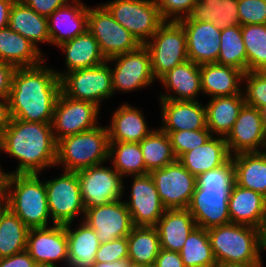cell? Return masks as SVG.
<instances>
[{"label": "cell", "mask_w": 266, "mask_h": 267, "mask_svg": "<svg viewBox=\"0 0 266 267\" xmlns=\"http://www.w3.org/2000/svg\"><path fill=\"white\" fill-rule=\"evenodd\" d=\"M43 63L15 69L8 98L12 119L52 123L61 80L55 70Z\"/></svg>", "instance_id": "6da1fadb"}, {"label": "cell", "mask_w": 266, "mask_h": 267, "mask_svg": "<svg viewBox=\"0 0 266 267\" xmlns=\"http://www.w3.org/2000/svg\"><path fill=\"white\" fill-rule=\"evenodd\" d=\"M4 153L19 160L15 171L8 174H40L46 167L56 166L57 142L52 123L11 119L0 136Z\"/></svg>", "instance_id": "7a4b0ae2"}, {"label": "cell", "mask_w": 266, "mask_h": 267, "mask_svg": "<svg viewBox=\"0 0 266 267\" xmlns=\"http://www.w3.org/2000/svg\"><path fill=\"white\" fill-rule=\"evenodd\" d=\"M5 206L29 229L48 227L47 191L38 174H8Z\"/></svg>", "instance_id": "3957f363"}, {"label": "cell", "mask_w": 266, "mask_h": 267, "mask_svg": "<svg viewBox=\"0 0 266 267\" xmlns=\"http://www.w3.org/2000/svg\"><path fill=\"white\" fill-rule=\"evenodd\" d=\"M208 235L217 265L250 264L262 258L258 228L230 222L208 229Z\"/></svg>", "instance_id": "277c9868"}, {"label": "cell", "mask_w": 266, "mask_h": 267, "mask_svg": "<svg viewBox=\"0 0 266 267\" xmlns=\"http://www.w3.org/2000/svg\"><path fill=\"white\" fill-rule=\"evenodd\" d=\"M109 154L108 129L105 126L64 137L57 142L56 165L64 171L78 172L107 162Z\"/></svg>", "instance_id": "5b68a950"}, {"label": "cell", "mask_w": 266, "mask_h": 267, "mask_svg": "<svg viewBox=\"0 0 266 267\" xmlns=\"http://www.w3.org/2000/svg\"><path fill=\"white\" fill-rule=\"evenodd\" d=\"M109 62L91 67L74 70L68 73L59 72L61 92L72 99L94 103L99 108L101 100L114 95L112 87V73Z\"/></svg>", "instance_id": "8992f818"}, {"label": "cell", "mask_w": 266, "mask_h": 267, "mask_svg": "<svg viewBox=\"0 0 266 267\" xmlns=\"http://www.w3.org/2000/svg\"><path fill=\"white\" fill-rule=\"evenodd\" d=\"M144 46L150 53L152 73L157 80L188 60L186 34L178 21H164Z\"/></svg>", "instance_id": "52a82bcc"}, {"label": "cell", "mask_w": 266, "mask_h": 267, "mask_svg": "<svg viewBox=\"0 0 266 267\" xmlns=\"http://www.w3.org/2000/svg\"><path fill=\"white\" fill-rule=\"evenodd\" d=\"M102 5L142 45L164 22L156 0H112Z\"/></svg>", "instance_id": "ba28073f"}, {"label": "cell", "mask_w": 266, "mask_h": 267, "mask_svg": "<svg viewBox=\"0 0 266 267\" xmlns=\"http://www.w3.org/2000/svg\"><path fill=\"white\" fill-rule=\"evenodd\" d=\"M87 30L98 41L101 52L106 59L116 55L132 52L142 44L119 24L102 5L88 8Z\"/></svg>", "instance_id": "9c48e42d"}, {"label": "cell", "mask_w": 266, "mask_h": 267, "mask_svg": "<svg viewBox=\"0 0 266 267\" xmlns=\"http://www.w3.org/2000/svg\"><path fill=\"white\" fill-rule=\"evenodd\" d=\"M48 209L53 224L66 225L82 213L85 206L81 197L77 172L64 171L63 175L45 181Z\"/></svg>", "instance_id": "30bf717a"}, {"label": "cell", "mask_w": 266, "mask_h": 267, "mask_svg": "<svg viewBox=\"0 0 266 267\" xmlns=\"http://www.w3.org/2000/svg\"><path fill=\"white\" fill-rule=\"evenodd\" d=\"M99 108L94 103L59 93L54 106L52 129L56 142L64 137L96 128Z\"/></svg>", "instance_id": "8fae6325"}, {"label": "cell", "mask_w": 266, "mask_h": 267, "mask_svg": "<svg viewBox=\"0 0 266 267\" xmlns=\"http://www.w3.org/2000/svg\"><path fill=\"white\" fill-rule=\"evenodd\" d=\"M149 174L166 209L188 208L197 181L178 160Z\"/></svg>", "instance_id": "7c38bea8"}, {"label": "cell", "mask_w": 266, "mask_h": 267, "mask_svg": "<svg viewBox=\"0 0 266 267\" xmlns=\"http://www.w3.org/2000/svg\"><path fill=\"white\" fill-rule=\"evenodd\" d=\"M103 164L77 172L85 208L105 205L122 199L124 194L123 177L113 167L111 169Z\"/></svg>", "instance_id": "4fadbf2b"}, {"label": "cell", "mask_w": 266, "mask_h": 267, "mask_svg": "<svg viewBox=\"0 0 266 267\" xmlns=\"http://www.w3.org/2000/svg\"><path fill=\"white\" fill-rule=\"evenodd\" d=\"M107 61L116 63V66L111 68L114 93L131 92L148 87L155 82L156 78L151 69V56L144 45L132 52L116 55Z\"/></svg>", "instance_id": "5bb4252c"}, {"label": "cell", "mask_w": 266, "mask_h": 267, "mask_svg": "<svg viewBox=\"0 0 266 267\" xmlns=\"http://www.w3.org/2000/svg\"><path fill=\"white\" fill-rule=\"evenodd\" d=\"M82 221L94 229L100 244L127 237L134 227L127 205L121 199L86 208Z\"/></svg>", "instance_id": "9a60e30c"}, {"label": "cell", "mask_w": 266, "mask_h": 267, "mask_svg": "<svg viewBox=\"0 0 266 267\" xmlns=\"http://www.w3.org/2000/svg\"><path fill=\"white\" fill-rule=\"evenodd\" d=\"M231 188L196 186L187 209L198 227L208 230L231 222L228 209Z\"/></svg>", "instance_id": "2e32d148"}, {"label": "cell", "mask_w": 266, "mask_h": 267, "mask_svg": "<svg viewBox=\"0 0 266 267\" xmlns=\"http://www.w3.org/2000/svg\"><path fill=\"white\" fill-rule=\"evenodd\" d=\"M129 201H124L134 226L155 227L166 208L149 173L132 178Z\"/></svg>", "instance_id": "e0dca14e"}, {"label": "cell", "mask_w": 266, "mask_h": 267, "mask_svg": "<svg viewBox=\"0 0 266 267\" xmlns=\"http://www.w3.org/2000/svg\"><path fill=\"white\" fill-rule=\"evenodd\" d=\"M29 229L26 251L37 265L58 267L55 263L68 264V243L65 225Z\"/></svg>", "instance_id": "ac0fdd59"}, {"label": "cell", "mask_w": 266, "mask_h": 267, "mask_svg": "<svg viewBox=\"0 0 266 267\" xmlns=\"http://www.w3.org/2000/svg\"><path fill=\"white\" fill-rule=\"evenodd\" d=\"M225 140L231 155L262 152L261 147L266 149V131L261 111L244 104Z\"/></svg>", "instance_id": "d6986e66"}, {"label": "cell", "mask_w": 266, "mask_h": 267, "mask_svg": "<svg viewBox=\"0 0 266 267\" xmlns=\"http://www.w3.org/2000/svg\"><path fill=\"white\" fill-rule=\"evenodd\" d=\"M178 22L186 34L188 60L198 65L217 63L222 29L212 22L194 21L189 16Z\"/></svg>", "instance_id": "ffe728a7"}, {"label": "cell", "mask_w": 266, "mask_h": 267, "mask_svg": "<svg viewBox=\"0 0 266 267\" xmlns=\"http://www.w3.org/2000/svg\"><path fill=\"white\" fill-rule=\"evenodd\" d=\"M88 8L79 0H72L55 10L47 18L50 44L59 46L84 33L88 28Z\"/></svg>", "instance_id": "44dd1931"}, {"label": "cell", "mask_w": 266, "mask_h": 267, "mask_svg": "<svg viewBox=\"0 0 266 267\" xmlns=\"http://www.w3.org/2000/svg\"><path fill=\"white\" fill-rule=\"evenodd\" d=\"M162 131L207 129L206 109L199 101L160 99Z\"/></svg>", "instance_id": "7402d4cb"}, {"label": "cell", "mask_w": 266, "mask_h": 267, "mask_svg": "<svg viewBox=\"0 0 266 267\" xmlns=\"http://www.w3.org/2000/svg\"><path fill=\"white\" fill-rule=\"evenodd\" d=\"M228 209L231 223L261 229L265 219L266 197L234 183L229 195Z\"/></svg>", "instance_id": "603a6c76"}, {"label": "cell", "mask_w": 266, "mask_h": 267, "mask_svg": "<svg viewBox=\"0 0 266 267\" xmlns=\"http://www.w3.org/2000/svg\"><path fill=\"white\" fill-rule=\"evenodd\" d=\"M158 80L167 91L174 95L162 93L159 99L197 101L196 96L202 92L200 65L187 60L167 71Z\"/></svg>", "instance_id": "cb8c5ba5"}, {"label": "cell", "mask_w": 266, "mask_h": 267, "mask_svg": "<svg viewBox=\"0 0 266 267\" xmlns=\"http://www.w3.org/2000/svg\"><path fill=\"white\" fill-rule=\"evenodd\" d=\"M231 156L225 137L212 135L202 146L182 154L177 160L191 174L198 177L226 164Z\"/></svg>", "instance_id": "d4e9b609"}, {"label": "cell", "mask_w": 266, "mask_h": 267, "mask_svg": "<svg viewBox=\"0 0 266 267\" xmlns=\"http://www.w3.org/2000/svg\"><path fill=\"white\" fill-rule=\"evenodd\" d=\"M200 76L202 92L210 98L242 94L244 72L236 67L206 63L200 65Z\"/></svg>", "instance_id": "484cf974"}, {"label": "cell", "mask_w": 266, "mask_h": 267, "mask_svg": "<svg viewBox=\"0 0 266 267\" xmlns=\"http://www.w3.org/2000/svg\"><path fill=\"white\" fill-rule=\"evenodd\" d=\"M196 226L194 217L187 208L166 209L155 226L159 233L161 249L179 252Z\"/></svg>", "instance_id": "4316f807"}, {"label": "cell", "mask_w": 266, "mask_h": 267, "mask_svg": "<svg viewBox=\"0 0 266 267\" xmlns=\"http://www.w3.org/2000/svg\"><path fill=\"white\" fill-rule=\"evenodd\" d=\"M108 129L109 141L139 143L154 129H149L142 111L123 104L115 109Z\"/></svg>", "instance_id": "83f0119b"}, {"label": "cell", "mask_w": 266, "mask_h": 267, "mask_svg": "<svg viewBox=\"0 0 266 267\" xmlns=\"http://www.w3.org/2000/svg\"><path fill=\"white\" fill-rule=\"evenodd\" d=\"M231 158L235 184L266 197V150L237 153Z\"/></svg>", "instance_id": "f1b7e54d"}, {"label": "cell", "mask_w": 266, "mask_h": 267, "mask_svg": "<svg viewBox=\"0 0 266 267\" xmlns=\"http://www.w3.org/2000/svg\"><path fill=\"white\" fill-rule=\"evenodd\" d=\"M8 27L38 48V42L49 43L48 19L31 9L23 0H15L11 9Z\"/></svg>", "instance_id": "f546056e"}, {"label": "cell", "mask_w": 266, "mask_h": 267, "mask_svg": "<svg viewBox=\"0 0 266 267\" xmlns=\"http://www.w3.org/2000/svg\"><path fill=\"white\" fill-rule=\"evenodd\" d=\"M57 47L65 52L67 73L95 67L107 61L101 52L98 41L88 30Z\"/></svg>", "instance_id": "4dcf8cb0"}, {"label": "cell", "mask_w": 266, "mask_h": 267, "mask_svg": "<svg viewBox=\"0 0 266 267\" xmlns=\"http://www.w3.org/2000/svg\"><path fill=\"white\" fill-rule=\"evenodd\" d=\"M0 60L17 68L36 66L45 59L40 48H36L21 34L6 27L0 29Z\"/></svg>", "instance_id": "1f68e13d"}, {"label": "cell", "mask_w": 266, "mask_h": 267, "mask_svg": "<svg viewBox=\"0 0 266 267\" xmlns=\"http://www.w3.org/2000/svg\"><path fill=\"white\" fill-rule=\"evenodd\" d=\"M243 94L210 98L206 109V125L211 134L226 137L242 109Z\"/></svg>", "instance_id": "d6a6232c"}, {"label": "cell", "mask_w": 266, "mask_h": 267, "mask_svg": "<svg viewBox=\"0 0 266 267\" xmlns=\"http://www.w3.org/2000/svg\"><path fill=\"white\" fill-rule=\"evenodd\" d=\"M71 224H66L68 243V267H90L95 263V255L99 249L100 242L94 229L81 221L75 230Z\"/></svg>", "instance_id": "836d02e7"}, {"label": "cell", "mask_w": 266, "mask_h": 267, "mask_svg": "<svg viewBox=\"0 0 266 267\" xmlns=\"http://www.w3.org/2000/svg\"><path fill=\"white\" fill-rule=\"evenodd\" d=\"M128 258L133 265H154L161 250L156 227L134 226L127 236Z\"/></svg>", "instance_id": "e575fe53"}, {"label": "cell", "mask_w": 266, "mask_h": 267, "mask_svg": "<svg viewBox=\"0 0 266 267\" xmlns=\"http://www.w3.org/2000/svg\"><path fill=\"white\" fill-rule=\"evenodd\" d=\"M189 17L194 21L212 22L220 29L241 25L238 0H198Z\"/></svg>", "instance_id": "d590c367"}, {"label": "cell", "mask_w": 266, "mask_h": 267, "mask_svg": "<svg viewBox=\"0 0 266 267\" xmlns=\"http://www.w3.org/2000/svg\"><path fill=\"white\" fill-rule=\"evenodd\" d=\"M29 228L8 207L0 209V258L21 253L27 248Z\"/></svg>", "instance_id": "8d00e7d4"}, {"label": "cell", "mask_w": 266, "mask_h": 267, "mask_svg": "<svg viewBox=\"0 0 266 267\" xmlns=\"http://www.w3.org/2000/svg\"><path fill=\"white\" fill-rule=\"evenodd\" d=\"M108 158H111L113 168L122 177L149 173L146 169L139 143L109 141Z\"/></svg>", "instance_id": "74e56055"}, {"label": "cell", "mask_w": 266, "mask_h": 267, "mask_svg": "<svg viewBox=\"0 0 266 267\" xmlns=\"http://www.w3.org/2000/svg\"><path fill=\"white\" fill-rule=\"evenodd\" d=\"M185 267H216L208 230L196 226L179 251Z\"/></svg>", "instance_id": "f35d334b"}, {"label": "cell", "mask_w": 266, "mask_h": 267, "mask_svg": "<svg viewBox=\"0 0 266 267\" xmlns=\"http://www.w3.org/2000/svg\"><path fill=\"white\" fill-rule=\"evenodd\" d=\"M139 144L149 172L163 168L177 160L168 134L160 128L153 130Z\"/></svg>", "instance_id": "ab89813d"}, {"label": "cell", "mask_w": 266, "mask_h": 267, "mask_svg": "<svg viewBox=\"0 0 266 267\" xmlns=\"http://www.w3.org/2000/svg\"><path fill=\"white\" fill-rule=\"evenodd\" d=\"M220 51L217 63L236 67L247 72V54L242 38L241 25H233L221 31Z\"/></svg>", "instance_id": "60d3db41"}, {"label": "cell", "mask_w": 266, "mask_h": 267, "mask_svg": "<svg viewBox=\"0 0 266 267\" xmlns=\"http://www.w3.org/2000/svg\"><path fill=\"white\" fill-rule=\"evenodd\" d=\"M247 71H266V24L241 26Z\"/></svg>", "instance_id": "b9f144b4"}, {"label": "cell", "mask_w": 266, "mask_h": 267, "mask_svg": "<svg viewBox=\"0 0 266 267\" xmlns=\"http://www.w3.org/2000/svg\"><path fill=\"white\" fill-rule=\"evenodd\" d=\"M163 132L168 134L177 159L182 154L202 146L212 136L208 129Z\"/></svg>", "instance_id": "7bdbcfd3"}, {"label": "cell", "mask_w": 266, "mask_h": 267, "mask_svg": "<svg viewBox=\"0 0 266 267\" xmlns=\"http://www.w3.org/2000/svg\"><path fill=\"white\" fill-rule=\"evenodd\" d=\"M243 81L246 83L242 91L245 104L259 110L266 108V71H247Z\"/></svg>", "instance_id": "ee69618b"}, {"label": "cell", "mask_w": 266, "mask_h": 267, "mask_svg": "<svg viewBox=\"0 0 266 267\" xmlns=\"http://www.w3.org/2000/svg\"><path fill=\"white\" fill-rule=\"evenodd\" d=\"M196 181V186L200 187H232L235 183L232 158L226 164L200 174Z\"/></svg>", "instance_id": "f6af8a7d"}, {"label": "cell", "mask_w": 266, "mask_h": 267, "mask_svg": "<svg viewBox=\"0 0 266 267\" xmlns=\"http://www.w3.org/2000/svg\"><path fill=\"white\" fill-rule=\"evenodd\" d=\"M238 14L241 26L266 24V0H238Z\"/></svg>", "instance_id": "bcb514c9"}, {"label": "cell", "mask_w": 266, "mask_h": 267, "mask_svg": "<svg viewBox=\"0 0 266 267\" xmlns=\"http://www.w3.org/2000/svg\"><path fill=\"white\" fill-rule=\"evenodd\" d=\"M198 0H156L164 21H179L188 17Z\"/></svg>", "instance_id": "7dc6e473"}, {"label": "cell", "mask_w": 266, "mask_h": 267, "mask_svg": "<svg viewBox=\"0 0 266 267\" xmlns=\"http://www.w3.org/2000/svg\"><path fill=\"white\" fill-rule=\"evenodd\" d=\"M128 257L127 237H121L102 243L95 255V262H113Z\"/></svg>", "instance_id": "c3c4849f"}, {"label": "cell", "mask_w": 266, "mask_h": 267, "mask_svg": "<svg viewBox=\"0 0 266 267\" xmlns=\"http://www.w3.org/2000/svg\"><path fill=\"white\" fill-rule=\"evenodd\" d=\"M41 16L49 17L55 10L69 4L71 0H23Z\"/></svg>", "instance_id": "681fc988"}, {"label": "cell", "mask_w": 266, "mask_h": 267, "mask_svg": "<svg viewBox=\"0 0 266 267\" xmlns=\"http://www.w3.org/2000/svg\"><path fill=\"white\" fill-rule=\"evenodd\" d=\"M34 259L25 250L9 257L0 258V267H37Z\"/></svg>", "instance_id": "f907efd6"}, {"label": "cell", "mask_w": 266, "mask_h": 267, "mask_svg": "<svg viewBox=\"0 0 266 267\" xmlns=\"http://www.w3.org/2000/svg\"><path fill=\"white\" fill-rule=\"evenodd\" d=\"M154 267H185L179 252L161 249Z\"/></svg>", "instance_id": "816d5d0a"}, {"label": "cell", "mask_w": 266, "mask_h": 267, "mask_svg": "<svg viewBox=\"0 0 266 267\" xmlns=\"http://www.w3.org/2000/svg\"><path fill=\"white\" fill-rule=\"evenodd\" d=\"M15 67L0 60V97L9 98Z\"/></svg>", "instance_id": "f5cc1de1"}, {"label": "cell", "mask_w": 266, "mask_h": 267, "mask_svg": "<svg viewBox=\"0 0 266 267\" xmlns=\"http://www.w3.org/2000/svg\"><path fill=\"white\" fill-rule=\"evenodd\" d=\"M11 119L9 99L0 97V136L10 125Z\"/></svg>", "instance_id": "db71d44e"}, {"label": "cell", "mask_w": 266, "mask_h": 267, "mask_svg": "<svg viewBox=\"0 0 266 267\" xmlns=\"http://www.w3.org/2000/svg\"><path fill=\"white\" fill-rule=\"evenodd\" d=\"M15 0H0V29L8 27L10 9Z\"/></svg>", "instance_id": "11a10c76"}, {"label": "cell", "mask_w": 266, "mask_h": 267, "mask_svg": "<svg viewBox=\"0 0 266 267\" xmlns=\"http://www.w3.org/2000/svg\"><path fill=\"white\" fill-rule=\"evenodd\" d=\"M132 261L127 257L121 260H115L113 262H95L90 267H132Z\"/></svg>", "instance_id": "9f6ffc18"}, {"label": "cell", "mask_w": 266, "mask_h": 267, "mask_svg": "<svg viewBox=\"0 0 266 267\" xmlns=\"http://www.w3.org/2000/svg\"><path fill=\"white\" fill-rule=\"evenodd\" d=\"M7 175H0V205H5Z\"/></svg>", "instance_id": "6f0895ef"}, {"label": "cell", "mask_w": 266, "mask_h": 267, "mask_svg": "<svg viewBox=\"0 0 266 267\" xmlns=\"http://www.w3.org/2000/svg\"><path fill=\"white\" fill-rule=\"evenodd\" d=\"M262 258L255 262V263H250V264H220L217 265L216 267H263L262 266Z\"/></svg>", "instance_id": "680465c9"}, {"label": "cell", "mask_w": 266, "mask_h": 267, "mask_svg": "<svg viewBox=\"0 0 266 267\" xmlns=\"http://www.w3.org/2000/svg\"><path fill=\"white\" fill-rule=\"evenodd\" d=\"M261 233V242L263 245L264 250H266V212H265V219L262 225V228L260 229Z\"/></svg>", "instance_id": "91938a15"}, {"label": "cell", "mask_w": 266, "mask_h": 267, "mask_svg": "<svg viewBox=\"0 0 266 267\" xmlns=\"http://www.w3.org/2000/svg\"><path fill=\"white\" fill-rule=\"evenodd\" d=\"M260 111L262 113V119H263L264 129L266 131V108H263Z\"/></svg>", "instance_id": "94428289"}, {"label": "cell", "mask_w": 266, "mask_h": 267, "mask_svg": "<svg viewBox=\"0 0 266 267\" xmlns=\"http://www.w3.org/2000/svg\"><path fill=\"white\" fill-rule=\"evenodd\" d=\"M132 267H154V265H133Z\"/></svg>", "instance_id": "6125c7cd"}, {"label": "cell", "mask_w": 266, "mask_h": 267, "mask_svg": "<svg viewBox=\"0 0 266 267\" xmlns=\"http://www.w3.org/2000/svg\"><path fill=\"white\" fill-rule=\"evenodd\" d=\"M0 150H1V146H0ZM0 175H8V173H6L5 171L3 172L0 166Z\"/></svg>", "instance_id": "be15d7a7"}, {"label": "cell", "mask_w": 266, "mask_h": 267, "mask_svg": "<svg viewBox=\"0 0 266 267\" xmlns=\"http://www.w3.org/2000/svg\"><path fill=\"white\" fill-rule=\"evenodd\" d=\"M37 267H52V266H42V265H38Z\"/></svg>", "instance_id": "e7e4bbea"}]
</instances>
